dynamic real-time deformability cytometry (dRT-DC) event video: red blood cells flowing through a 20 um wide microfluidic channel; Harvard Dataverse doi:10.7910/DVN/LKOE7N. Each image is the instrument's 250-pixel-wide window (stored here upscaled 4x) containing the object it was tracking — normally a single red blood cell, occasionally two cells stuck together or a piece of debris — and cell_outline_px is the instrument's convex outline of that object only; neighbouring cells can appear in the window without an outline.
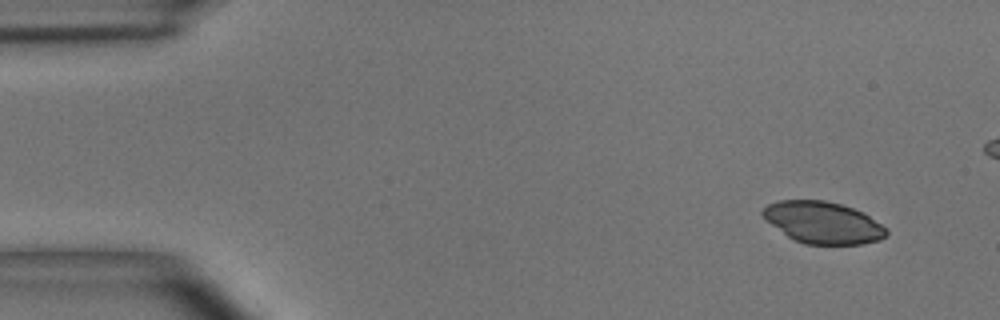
{"species": "common noctule bat (a hibernating species)", "species_latin": "Nyctalus noctula", "temperature_condition": "room temperature", "stored_images_in_passage": 5, "segment_of_instrument_passage": [1, 2], "camera_frame_rate_fps": 3000, "um_per_image_px": 0.085, "animal": {"sex": "male", "body_mass_g": 15.6}, "frame": {"image": 1, "passage_image": 1, "time_ms": 0.0, "image_size_px": [1000, 320], "cell_outline_px": [[888, 232], [880, 240], [860, 244], [804, 244], [788, 236], [764, 220], [760, 212], [768, 204], [780, 200], [824, 200], [840, 204], [864, 212], [888, 228]], "centroid_in_image_um": [69.95, 18.91], "position_along_channel_um": 15.1, "area_um2": 30.17}}